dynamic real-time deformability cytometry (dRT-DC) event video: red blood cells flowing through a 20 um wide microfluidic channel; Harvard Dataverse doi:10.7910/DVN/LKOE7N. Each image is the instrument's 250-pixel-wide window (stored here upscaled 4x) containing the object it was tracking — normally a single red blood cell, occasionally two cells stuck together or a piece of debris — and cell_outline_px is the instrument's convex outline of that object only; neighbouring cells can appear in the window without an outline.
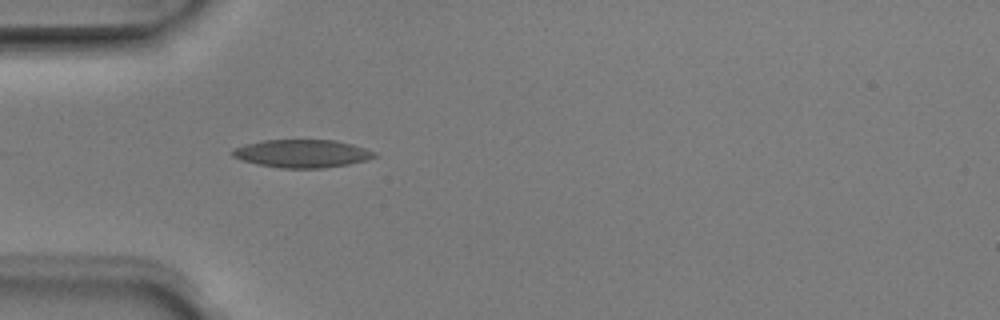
{"species": "Egyptian fruit bat (a non-hibernating species)", "species_latin": "Rousettus aegyptiacus", "temperature_condition": "room temperature", "stored_images_in_passage": 4, "camera_frame_rate_fps": 3000, "um_per_image_px": 0.085, "animal": {"sex": "male"}, "frame": {"image": 1, "passage_image": 4, "time_ms": 1.0, "image_size_px": [1000, 320], "cell_outline_px": [[376, 156], [368, 160], [348, 164], [324, 168], [280, 168], [256, 164], [240, 160], [232, 156], [228, 152], [244, 144], [264, 140], [336, 140], [352, 144], [376, 152]], "centroid_in_image_um": [25.65, 13.05], "position_along_channel_um": 59.4, "area_um2": 23.29}}